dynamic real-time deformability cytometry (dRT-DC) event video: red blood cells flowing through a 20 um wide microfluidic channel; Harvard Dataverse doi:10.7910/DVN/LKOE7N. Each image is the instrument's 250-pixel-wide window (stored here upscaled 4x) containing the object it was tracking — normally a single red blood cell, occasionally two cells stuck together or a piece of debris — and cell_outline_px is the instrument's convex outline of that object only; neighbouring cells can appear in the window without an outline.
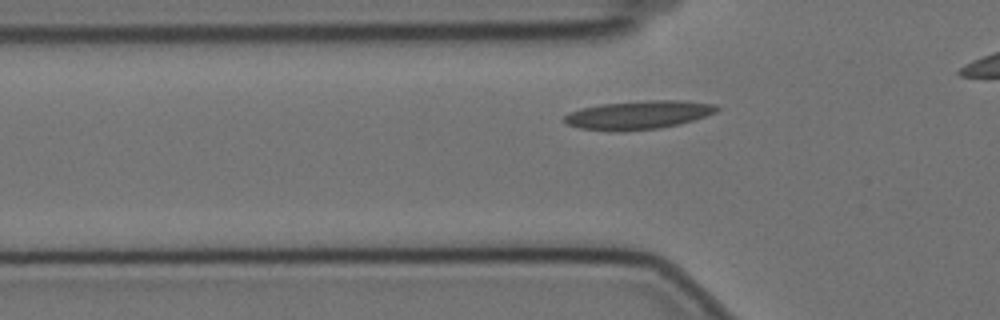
{"species": "Egyptian fruit bat (a non-hibernating species)", "species_latin": "Rousettus aegyptiacus", "temperature_condition": "cold", "stored_images_in_passage": 35, "camera_frame_rate_fps": 3000, "um_per_image_px": 0.085, "animal": {"sex": "female"}, "frame": {"image": 1, "passage_image": 6, "time_ms": 1.667, "image_size_px": [1000, 320], "cell_outline_px": [[720, 108], [716, 112], [680, 124], [660, 128], [620, 132], [616, 132], [580, 128], [568, 124], [564, 120], [564, 116], [568, 112], [600, 104], [648, 100], [680, 100], [716, 104]], "centroid_in_image_um": [54.27, 9.77], "position_along_channel_um": 71.5, "area_um2": 25.37}}
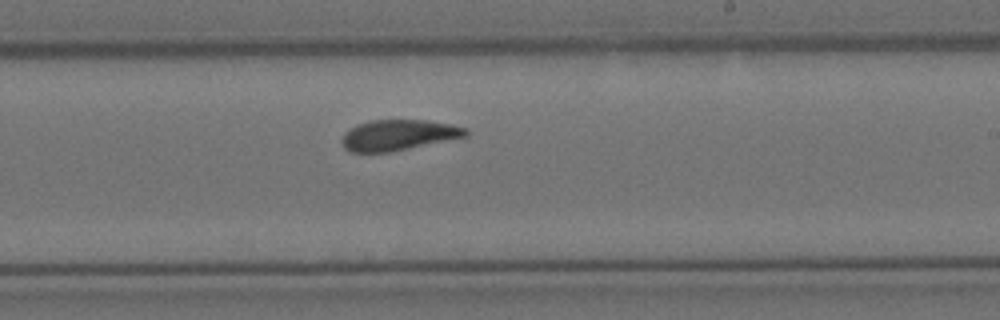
{"frame": {"image": 2, "passage_image": 22, "time_ms": 7.0, "image_size_px": [1000, 320], "cell_outline_px": [[468, 136], [388, 152], [352, 152], [344, 148], [340, 140], [344, 132], [356, 124], [372, 120], [428, 120], [452, 124], [468, 128]], "centroid_in_image_um": [33.85, 11.47], "position_along_channel_um": 255.2, "area_um2": 22.2}}
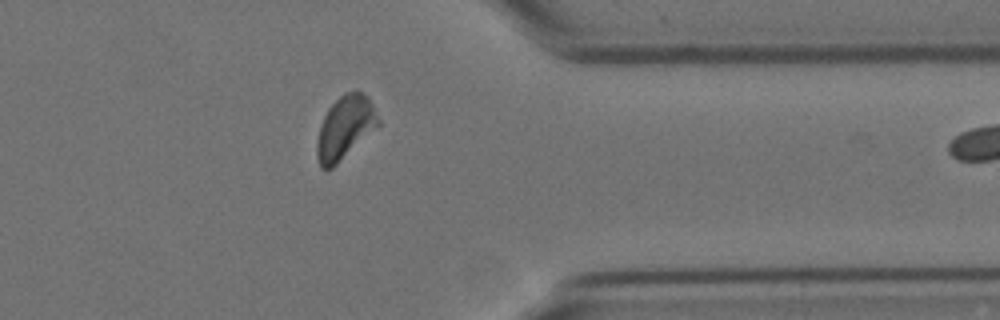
{"frame": {"image": 3, "passage_image": 34, "time_ms": 11.0, "image_size_px": [1000, 320], "cell_outline_px": [[380, 124], [332, 168], [320, 168], [316, 156], [316, 144], [320, 124], [328, 108], [344, 92], [356, 88], [368, 96], [380, 120]], "centroid_in_image_um": [29.31, 10.8], "position_along_channel_um": 382.1, "area_um2": 22.6}}